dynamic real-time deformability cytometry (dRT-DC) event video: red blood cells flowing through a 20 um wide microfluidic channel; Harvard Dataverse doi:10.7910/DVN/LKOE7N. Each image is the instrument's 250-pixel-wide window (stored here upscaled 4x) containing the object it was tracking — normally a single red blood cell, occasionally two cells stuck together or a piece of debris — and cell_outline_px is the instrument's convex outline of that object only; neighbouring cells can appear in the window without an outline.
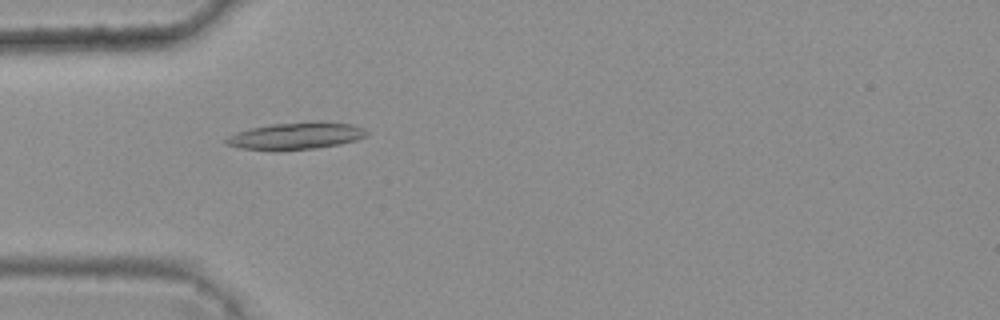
{"species": "common noctule bat (a hibernating species)", "species_latin": "Nyctalus noctula", "temperature_condition": "warm", "stored_images_in_passage": 43, "camera_frame_rate_fps": 3000, "um_per_image_px": 0.085, "animal": {"sex": "female", "body_mass_g": 25.1}, "frame": {"image": 1, "passage_image": 11, "time_ms": 3.333, "image_size_px": [1000, 320], "cell_outline_px": [[368, 132], [364, 136], [356, 140], [340, 144], [316, 148], [240, 148], [228, 144], [224, 140], [228, 136], [236, 132], [252, 128], [272, 124], [316, 120], [352, 124], [364, 128]], "centroid_in_image_um": [25.23, 11.5], "position_along_channel_um": 59.8, "area_um2": 21.44}}
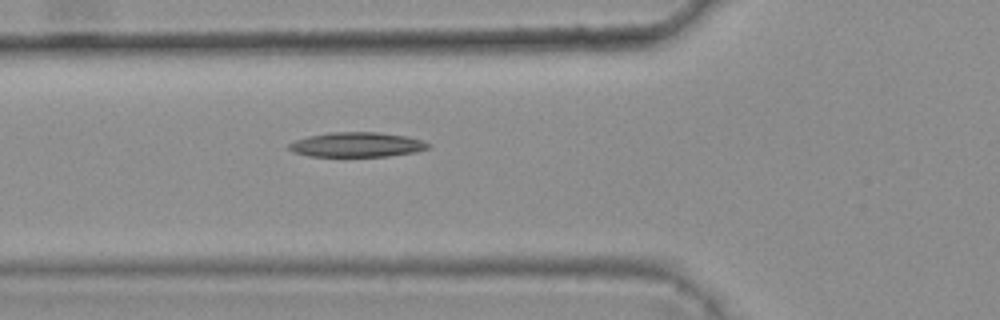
{"frame": {"image": 2, "passage_image": 14, "time_ms": 4.333, "image_size_px": [1000, 320], "cell_outline_px": [[432, 148], [416, 152], [388, 156], [308, 156], [292, 152], [288, 148], [288, 144], [296, 140], [308, 136], [328, 132], [376, 132], [408, 136], [432, 144]], "centroid_in_image_um": [30.36, 12.29], "position_along_channel_um": 95.4, "area_um2": 20.23}}
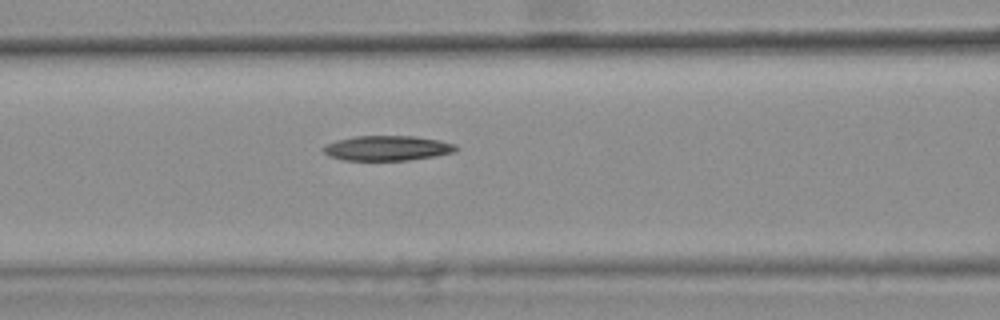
{"frame": {"image": 3, "passage_image": 17, "time_ms": 5.333, "image_size_px": [1000, 320], "cell_outline_px": [[460, 148], [452, 152], [432, 156], [408, 160], [344, 160], [328, 156], [320, 148], [336, 140], [356, 136], [416, 136], [440, 140], [456, 144]], "centroid_in_image_um": [32.91, 12.58], "position_along_channel_um": 133.7, "area_um2": 19.25}}